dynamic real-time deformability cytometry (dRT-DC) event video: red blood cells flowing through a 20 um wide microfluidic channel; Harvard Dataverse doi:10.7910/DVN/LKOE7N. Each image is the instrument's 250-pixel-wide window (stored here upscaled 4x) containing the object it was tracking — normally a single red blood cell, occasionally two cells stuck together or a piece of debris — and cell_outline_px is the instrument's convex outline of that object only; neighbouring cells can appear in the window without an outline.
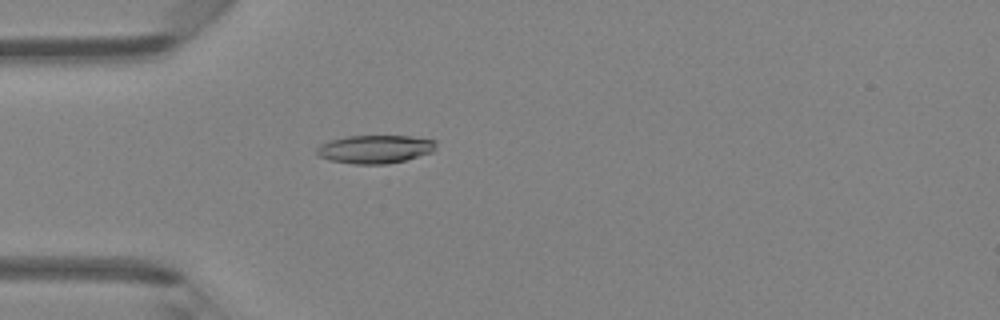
{"species": "Egyptian fruit bat (a non-hibernating species)", "species_latin": "Rousettus aegyptiacus", "temperature_condition": "room temperature", "stored_images_in_passage": 47, "camera_frame_rate_fps": 3000, "um_per_image_px": 0.085, "animal": {"sex": "female"}, "frame": {"image": 1, "passage_image": 14, "time_ms": 4.333, "image_size_px": [1000, 320], "cell_outline_px": [[436, 144], [432, 152], [404, 160], [388, 164], [352, 164], [328, 160], [316, 156], [316, 148], [320, 144], [328, 140], [348, 136], [412, 136], [436, 140]], "centroid_in_image_um": [31.82, 12.68], "position_along_channel_um": 53.2, "area_um2": 19.83}}
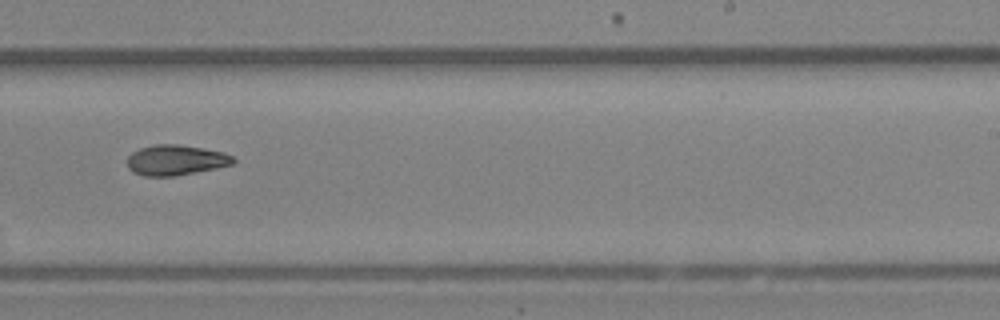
{"frame": {"image": 2, "passage_image": 30, "time_ms": 9.667, "image_size_px": [1000, 320], "cell_outline_px": [[236, 160], [232, 164], [216, 168], [176, 176], [144, 176], [132, 172], [128, 168], [128, 156], [132, 152], [140, 148], [156, 144], [180, 144], [204, 148], [224, 152], [232, 156]], "centroid_in_image_um": [14.93, 13.6], "position_along_channel_um": 274.1, "area_um2": 18.84}}
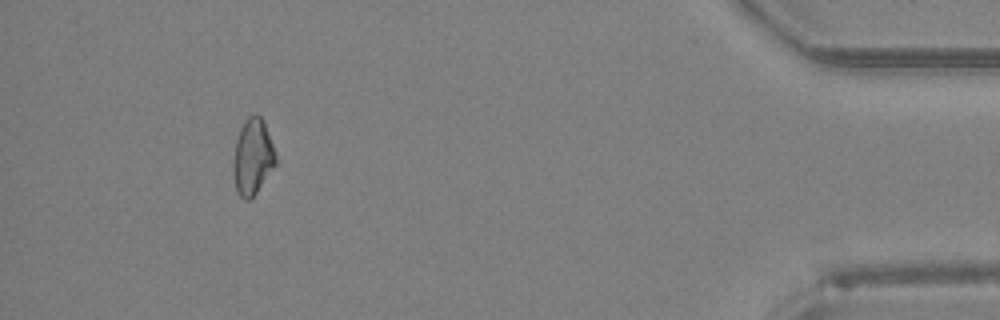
{"frame": {"image": 3, "passage_image": 44, "time_ms": 14.333, "image_size_px": [1000, 320], "cell_outline_px": [[276, 164], [256, 192], [248, 200], [244, 200], [236, 192], [232, 172], [232, 164], [236, 140], [240, 128], [244, 120], [248, 116], [256, 112], [264, 120], [276, 152]], "centroid_in_image_um": [21.46, 13.3], "position_along_channel_um": 413.7, "area_um2": 19.07}, "authors_computed_cell_mechanics": {"area_um2": 19.0162, "velocity_mm_per_s": 4.3084, "shape_relaxation_time_tau1_ms": null, "shape_relaxation_time_tau2_ms": 3.8151, "deformation_change_tau1": null, "deformation_change_tau2": 0.1065}}